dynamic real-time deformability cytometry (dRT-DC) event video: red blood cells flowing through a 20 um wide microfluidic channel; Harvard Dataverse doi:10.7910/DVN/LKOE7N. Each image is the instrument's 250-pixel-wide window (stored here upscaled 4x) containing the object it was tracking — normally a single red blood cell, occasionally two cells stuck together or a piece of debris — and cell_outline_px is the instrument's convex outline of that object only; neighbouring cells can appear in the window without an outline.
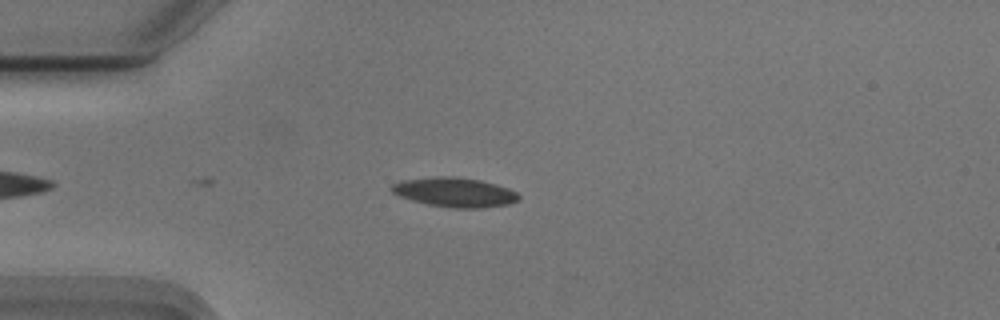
{"species": "Egyptian fruit bat (a non-hibernating species)", "species_latin": "Rousettus aegyptiacus", "temperature_condition": "cold", "stored_images_in_passage": 8, "camera_frame_rate_fps": 3000, "um_per_image_px": 0.085, "animal": {"sex": "male"}, "frame": {"image": 1, "passage_image": 3, "time_ms": 0.667, "image_size_px": [1000, 320], "cell_outline_px": [[520, 200], [508, 204], [484, 208], [452, 208], [428, 204], [412, 200], [400, 196], [392, 192], [388, 188], [392, 184], [404, 180], [436, 176], [452, 176], [480, 180], [496, 184], [508, 188], [516, 192], [520, 196]], "centroid_in_image_um": [38.66, 16.34], "position_along_channel_um": 46.3, "area_um2": 21.85}}
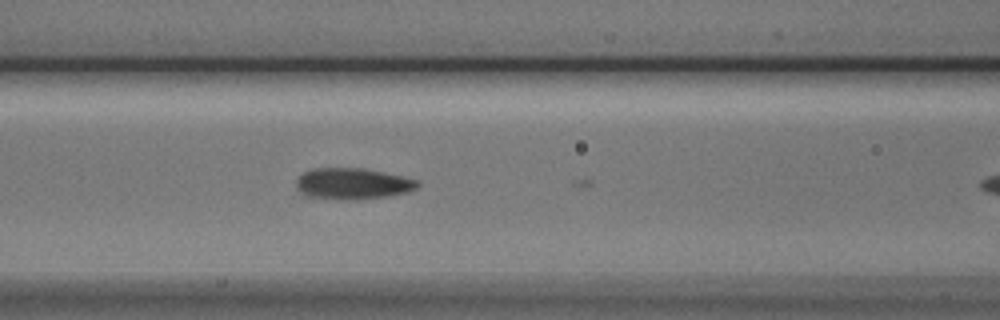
{"frame": {"image": 2, "passage_image": 7, "time_ms": 2.0, "image_size_px": [1000, 320], "cell_outline_px": [[420, 184], [416, 188], [408, 192], [384, 196], [348, 200], [344, 200], [304, 196], [296, 188], [296, 176], [312, 168], [364, 168], [420, 180]], "centroid_in_image_um": [29.92, 15.6], "position_along_channel_um": 136.7, "area_um2": 22.2}}